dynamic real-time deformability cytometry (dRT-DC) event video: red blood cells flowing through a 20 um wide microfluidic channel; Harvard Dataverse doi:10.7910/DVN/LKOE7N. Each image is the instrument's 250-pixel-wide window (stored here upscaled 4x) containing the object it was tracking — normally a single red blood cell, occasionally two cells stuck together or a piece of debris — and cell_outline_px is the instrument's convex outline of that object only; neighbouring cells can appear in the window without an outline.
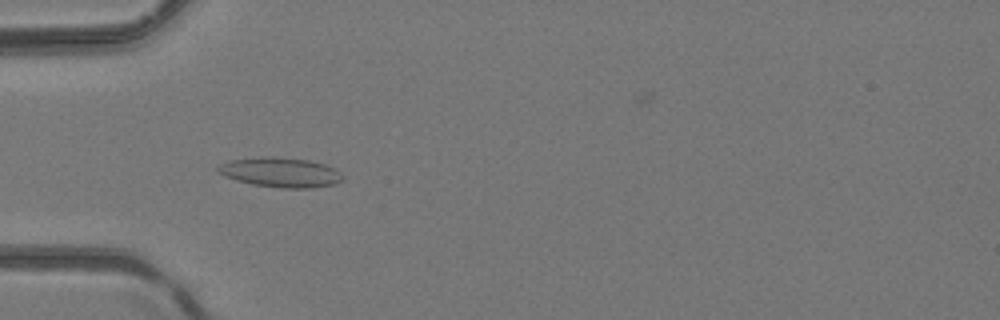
{"species": "common noctule bat (a hibernating species)", "species_latin": "Nyctalus noctula", "temperature_condition": "room temperature", "stored_images_in_passage": 36, "camera_frame_rate_fps": 3000, "um_per_image_px": 0.085, "animal": {"sex": "female", "body_mass_g": 24.6, "forearm_length_mm": 56.2}, "frame": {"image": 1, "passage_image": 4, "time_ms": 1.0, "image_size_px": [1000, 320], "cell_outline_px": [[344, 180], [336, 184], [312, 188], [284, 188], [252, 184], [236, 180], [224, 176], [216, 172], [216, 168], [220, 164], [228, 160], [260, 156], [272, 156], [308, 160], [324, 164], [336, 168], [344, 176]], "centroid_in_image_um": [23.85, 14.64], "position_along_channel_um": 61.2, "area_um2": 21.96}}
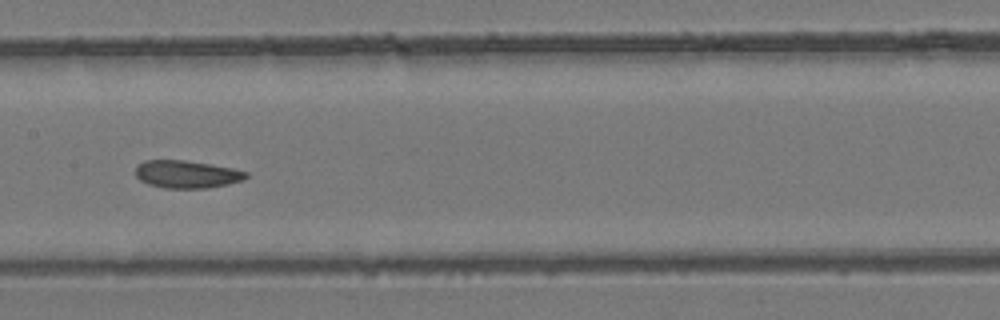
{"frame": {"image": 2, "passage_image": 13, "time_ms": 4.0, "image_size_px": [1000, 320], "cell_outline_px": [[248, 176], [244, 180], [228, 184], [208, 188], [164, 188], [148, 184], [140, 180], [136, 176], [136, 164], [144, 160], [184, 160], [232, 168], [248, 172]], "centroid_in_image_um": [15.86, 14.81], "position_along_channel_um": 191.5, "area_um2": 17.86}}
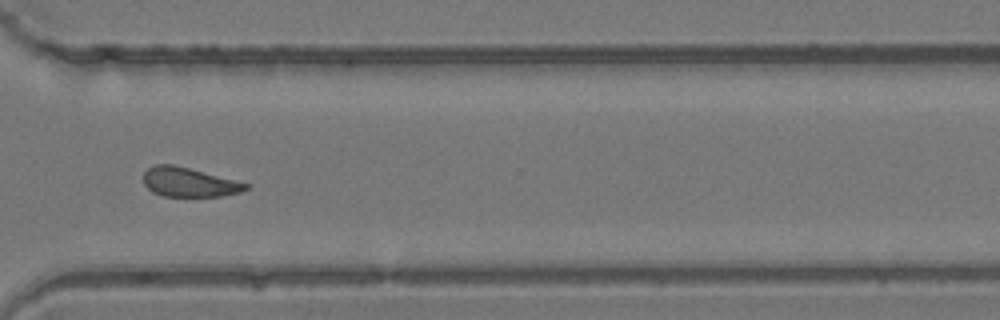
{"frame": {"image": 3, "passage_image": 24, "time_ms": 7.667, "image_size_px": [1000, 320], "cell_outline_px": [[248, 188], [240, 192], [220, 196], [164, 196], [152, 192], [144, 184], [144, 172], [148, 168], [156, 164], [172, 164], [236, 180], [248, 184]], "centroid_in_image_um": [16.04, 15.49], "position_along_channel_um": 354.6, "area_um2": 17.22}}